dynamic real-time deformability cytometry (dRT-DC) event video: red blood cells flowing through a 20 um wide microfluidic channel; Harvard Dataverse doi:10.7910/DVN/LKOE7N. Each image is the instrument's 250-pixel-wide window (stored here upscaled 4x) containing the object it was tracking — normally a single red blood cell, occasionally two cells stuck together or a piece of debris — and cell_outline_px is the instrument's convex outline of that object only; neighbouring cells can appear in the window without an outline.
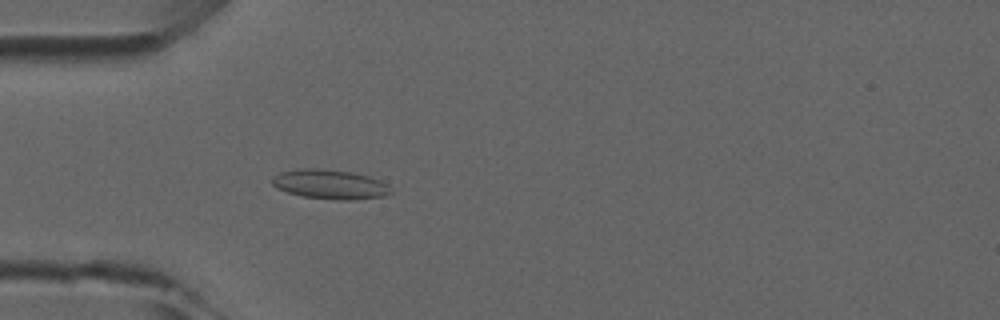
{"species": "common noctule bat (a hibernating species)", "species_latin": "Nyctalus noctula", "temperature_condition": "room temperature", "stored_images_in_passage": 49, "camera_frame_rate_fps": 3000, "um_per_image_px": 0.085, "animal": {"sex": "male", "forearm_length_mm": 52.5}, "frame": {"image": 1, "passage_image": 15, "time_ms": 4.667, "image_size_px": [1000, 320], "cell_outline_px": [[392, 192], [384, 196], [352, 200], [340, 200], [304, 196], [288, 192], [276, 188], [272, 184], [272, 176], [280, 172], [300, 168], [316, 168], [352, 172], [368, 176], [380, 180], [388, 184]], "centroid_in_image_um": [28.05, 15.66], "position_along_channel_um": 57.0, "area_um2": 20.35}}
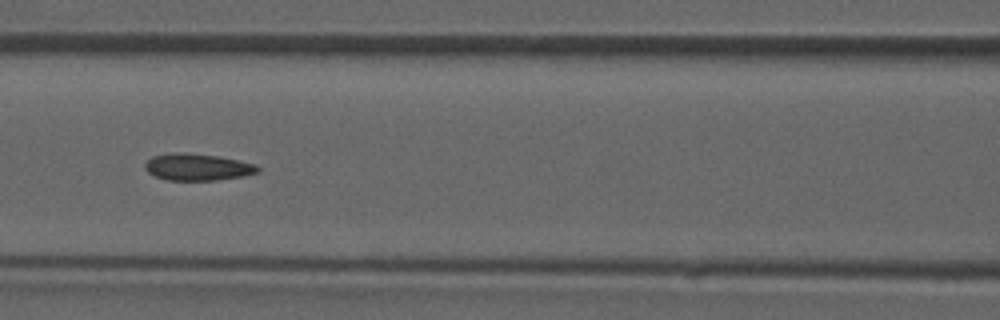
{"frame": {"image": 2, "passage_image": 22, "time_ms": 7.0, "image_size_px": [1000, 320], "cell_outline_px": [[260, 172], [244, 176], [216, 180], [168, 180], [156, 176], [148, 172], [144, 168], [144, 164], [152, 156], [176, 152], [184, 152], [216, 156], [256, 164], [260, 168]], "centroid_in_image_um": [16.79, 14.2], "position_along_channel_um": 149.8, "area_um2": 17.57}}